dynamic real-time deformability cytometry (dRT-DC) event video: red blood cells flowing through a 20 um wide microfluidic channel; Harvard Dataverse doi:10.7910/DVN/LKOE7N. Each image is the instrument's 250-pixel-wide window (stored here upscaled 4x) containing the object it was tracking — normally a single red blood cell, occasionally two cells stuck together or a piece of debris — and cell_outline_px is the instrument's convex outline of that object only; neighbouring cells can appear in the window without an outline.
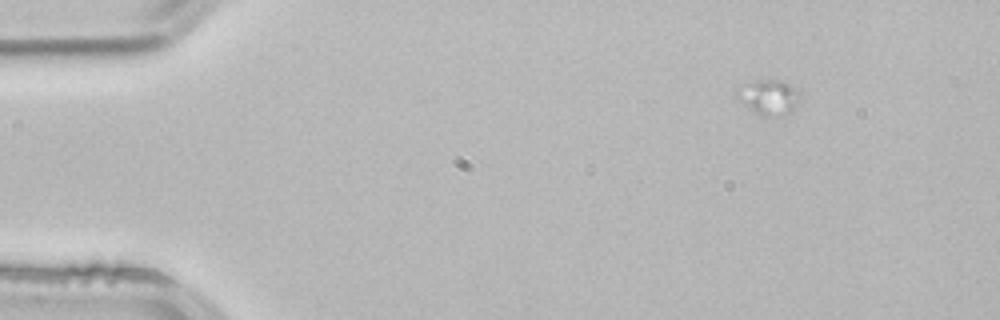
{"species": "common noctule bat (a hibernating species)", "species_latin": "Nyctalus noctula", "temperature_condition": "room temperature", "stored_images_in_passage": 3, "camera_frame_rate_fps": 3000, "um_per_image_px": 0.085, "animal": {"sex": "male", "body_mass_g": 21.5, "forearm_length_mm": 52.0}, "frame": {"image": 1, "passage_image": 1, "time_ms": 0.0, "image_size_px": [1000, 320], "cell_outline_px": [[800, 92], [792, 112], [776, 116], [760, 116], [748, 108], [740, 100], [744, 84], [756, 80], [772, 80], [788, 84]], "centroid_in_image_um": [65.4, 8.29], "position_along_channel_um": 19.6, "area_um2": 12.08}}